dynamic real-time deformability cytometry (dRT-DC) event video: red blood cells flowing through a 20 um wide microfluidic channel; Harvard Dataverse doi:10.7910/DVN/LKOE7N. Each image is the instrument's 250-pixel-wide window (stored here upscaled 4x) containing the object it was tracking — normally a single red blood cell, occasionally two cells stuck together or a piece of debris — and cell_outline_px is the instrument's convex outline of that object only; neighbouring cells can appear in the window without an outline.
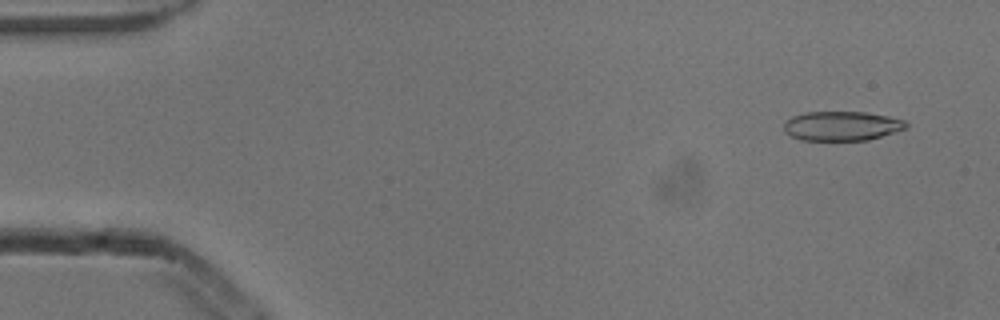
{"species": "common noctule bat (a hibernating species)", "species_latin": "Nyctalus noctula", "temperature_condition": "cold", "stored_images_in_passage": 5, "camera_frame_rate_fps": 3000, "um_per_image_px": 0.085, "animal": {"sex": "male", "body_mass_g": 13.3}, "frame": {"image": 1, "passage_image": 1, "time_ms": 0.0, "image_size_px": [1000, 320], "cell_outline_px": [[908, 128], [896, 132], [868, 140], [800, 140], [784, 132], [784, 124], [792, 116], [804, 112], [868, 112], [888, 116], [904, 120], [908, 124]], "centroid_in_image_um": [71.58, 10.7], "position_along_channel_um": 13.4, "area_um2": 21.04}}
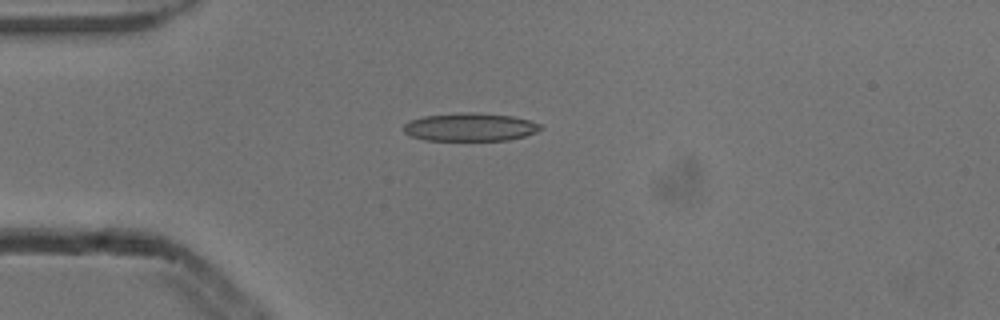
{"frame": {"image": 2, "passage_image": 4, "time_ms": 1.0, "image_size_px": [1000, 320], "cell_outline_px": [[544, 128], [536, 132], [524, 136], [508, 140], [424, 140], [408, 136], [404, 132], [404, 124], [408, 120], [424, 116], [468, 112], [472, 112], [512, 116], [528, 120], [540, 124]], "centroid_in_image_um": [39.93, 10.8], "position_along_channel_um": 45.1, "area_um2": 22.43}}
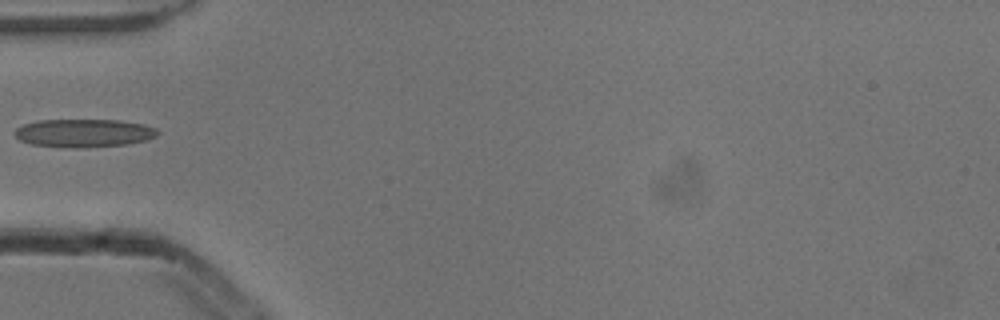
{"frame": {"image": 3, "passage_image": 5, "time_ms": 1.333, "image_size_px": [1000, 320], "cell_outline_px": [[160, 132], [156, 136], [144, 140], [128, 144], [84, 148], [32, 144], [20, 140], [12, 132], [16, 128], [24, 124], [40, 120], [120, 120], [144, 124], [156, 128]], "centroid_in_image_um": [7.15, 11.3], "position_along_channel_um": 77.9, "area_um2": 23.35}}